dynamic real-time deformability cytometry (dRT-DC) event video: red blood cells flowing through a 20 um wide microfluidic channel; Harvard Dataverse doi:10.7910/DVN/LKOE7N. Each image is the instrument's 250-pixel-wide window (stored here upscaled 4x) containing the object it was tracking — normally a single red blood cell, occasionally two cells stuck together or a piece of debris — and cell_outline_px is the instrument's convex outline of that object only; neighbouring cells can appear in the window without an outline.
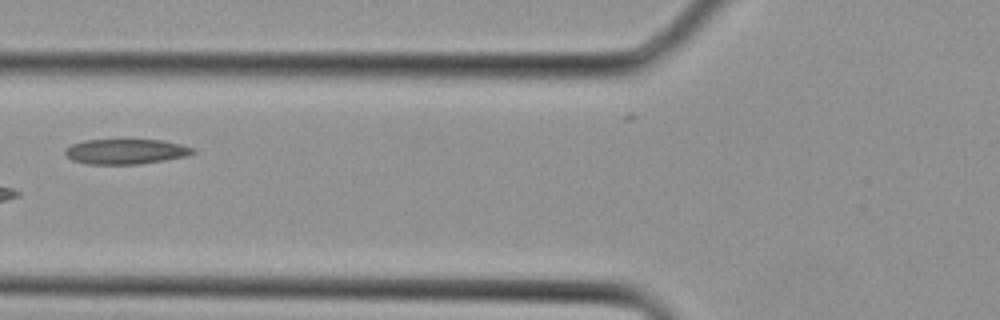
{"species": "Egyptian fruit bat (a non-hibernating species)", "species_latin": "Rousettus aegyptiacus", "temperature_condition": "cold", "stored_images_in_passage": 3, "camera_frame_rate_fps": 3000, "um_per_image_px": 0.085, "animal": {"sex": "female"}, "frame": {"image": 1, "passage_image": 3, "time_ms": 0.667, "image_size_px": [1000, 320], "cell_outline_px": [[196, 152], [188, 156], [140, 164], [84, 164], [72, 160], [64, 152], [64, 148], [72, 144], [84, 140], [164, 140], [180, 144], [192, 148]], "centroid_in_image_um": [10.67, 12.88], "position_along_channel_um": 115.1, "area_um2": 18.73}}